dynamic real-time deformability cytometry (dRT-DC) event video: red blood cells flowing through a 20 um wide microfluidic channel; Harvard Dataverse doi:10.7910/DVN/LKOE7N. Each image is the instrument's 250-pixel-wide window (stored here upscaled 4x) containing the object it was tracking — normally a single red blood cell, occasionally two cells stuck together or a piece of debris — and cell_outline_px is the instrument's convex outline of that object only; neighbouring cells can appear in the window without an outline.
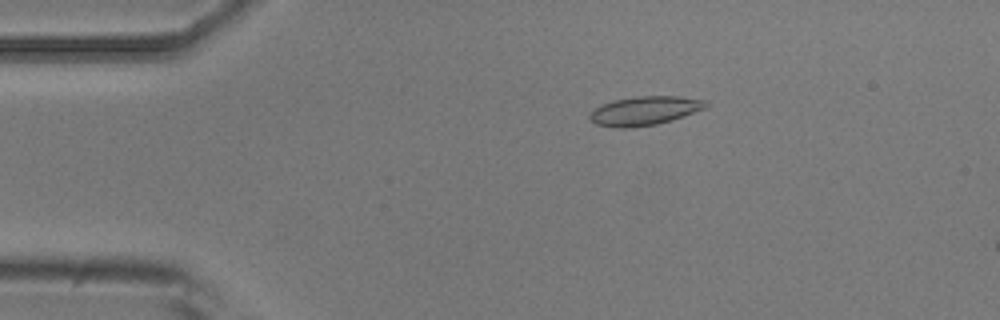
{"species": "common noctule bat (a hibernating species)", "species_latin": "Nyctalus noctula", "temperature_condition": "room temperature", "stored_images_in_passage": 13, "camera_frame_rate_fps": 3000, "um_per_image_px": 0.085, "animal": {"sex": "male", "body_mass_g": 20.5, "forearm_length_mm": 52.5}, "frame": {"image": 1, "passage_image": 6, "time_ms": 1.667, "image_size_px": [1000, 320], "cell_outline_px": [[708, 108], [672, 120], [656, 124], [628, 128], [616, 128], [596, 124], [588, 116], [596, 108], [612, 100], [636, 96], [680, 96], [708, 100]], "centroid_in_image_um": [54.86, 9.4], "position_along_channel_um": 30.1, "area_um2": 19.65}}